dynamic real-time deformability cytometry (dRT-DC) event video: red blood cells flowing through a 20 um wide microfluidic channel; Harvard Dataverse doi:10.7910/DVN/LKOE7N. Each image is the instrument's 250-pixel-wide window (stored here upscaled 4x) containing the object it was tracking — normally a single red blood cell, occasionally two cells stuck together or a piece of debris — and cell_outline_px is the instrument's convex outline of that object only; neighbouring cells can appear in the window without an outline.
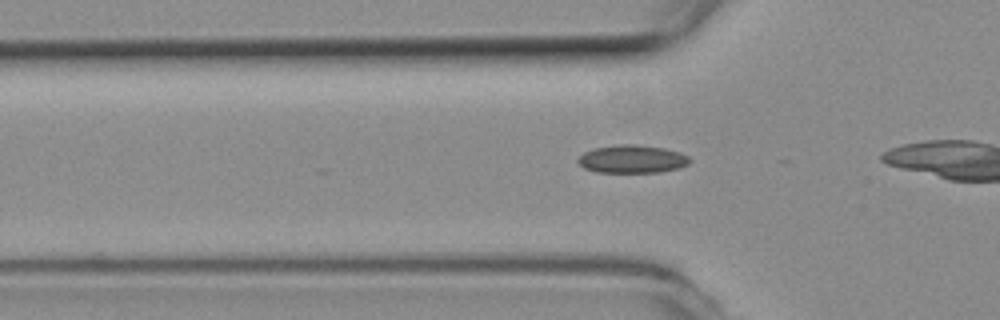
{"species": "common noctule bat (a hibernating species)", "species_latin": "Nyctalus noctula", "temperature_condition": "room temperature", "stored_images_in_passage": 15, "camera_frame_rate_fps": 3000, "um_per_image_px": 0.085, "animal": {"sex": "female", "body_mass_g": 19.3, "forearm_length_mm": 54.1}, "frame": {"image": 1, "passage_image": 6, "time_ms": 1.667, "image_size_px": [1000, 320], "cell_outline_px": [[692, 160], [688, 164], [680, 168], [660, 172], [596, 172], [584, 168], [576, 160], [584, 152], [592, 148], [620, 144], [636, 144], [664, 148], [680, 152], [688, 156]], "centroid_in_image_um": [53.74, 13.51], "position_along_channel_um": 72.1, "area_um2": 18.38}}
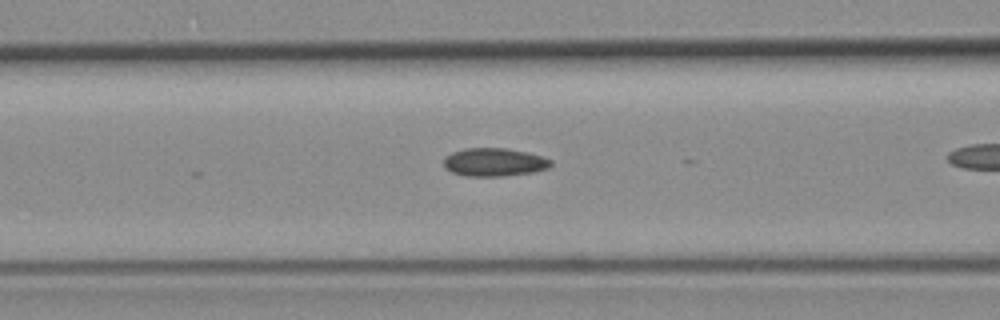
{"frame": {"image": 2, "passage_image": 10, "time_ms": 3.0, "image_size_px": [1000, 320], "cell_outline_px": [[552, 164], [548, 168], [532, 172], [504, 176], [464, 176], [452, 172], [444, 168], [444, 156], [452, 152], [464, 148], [508, 148], [528, 152], [552, 160]], "centroid_in_image_um": [41.98, 13.78], "position_along_channel_um": 124.6, "area_um2": 17.74}}
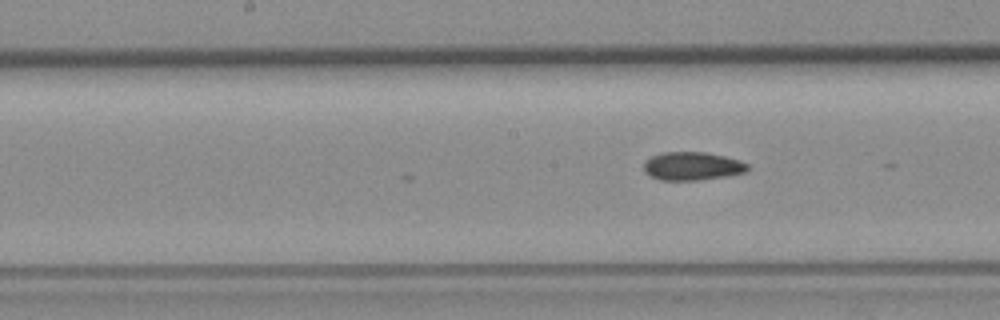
{"frame": {"image": 3, "passage_image": 15, "time_ms": 4.667, "image_size_px": [1000, 320], "cell_outline_px": [[748, 172], [728, 176], [700, 180], [660, 180], [648, 176], [644, 172], [644, 160], [652, 156], [664, 152], [704, 152], [724, 156], [740, 160], [748, 164]], "centroid_in_image_um": [58.84, 14.13], "position_along_channel_um": 189.4, "area_um2": 17.34}}